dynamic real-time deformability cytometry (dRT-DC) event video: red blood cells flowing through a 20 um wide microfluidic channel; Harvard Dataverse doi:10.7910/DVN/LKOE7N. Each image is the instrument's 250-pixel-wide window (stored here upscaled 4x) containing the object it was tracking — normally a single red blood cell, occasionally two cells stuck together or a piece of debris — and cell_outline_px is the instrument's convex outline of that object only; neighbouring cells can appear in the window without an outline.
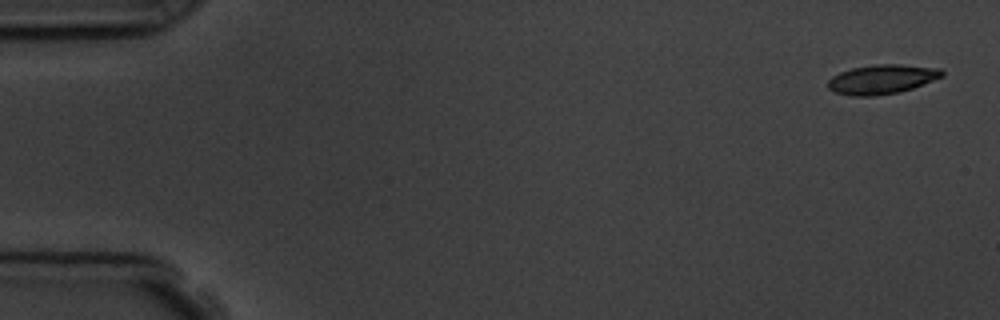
{"species": "common noctule bat (a hibernating species)", "species_latin": "Nyctalus noctula", "temperature_condition": "room temperature", "stored_images_in_passage": 5, "camera_frame_rate_fps": 3000, "um_per_image_px": 0.085, "animal": {"sex": "male", "body_mass_g": 19.5, "forearm_length_mm": 54.6}, "frame": {"image": 1, "passage_image": 1, "time_ms": 0.0, "image_size_px": [1000, 320], "cell_outline_px": [[944, 76], [912, 88], [900, 92], [872, 96], [848, 96], [836, 92], [828, 88], [828, 80], [832, 76], [840, 72], [852, 68], [876, 64], [900, 64], [940, 68], [944, 72]], "centroid_in_image_um": [74.96, 6.73], "position_along_channel_um": 10.0, "area_um2": 19.54}}
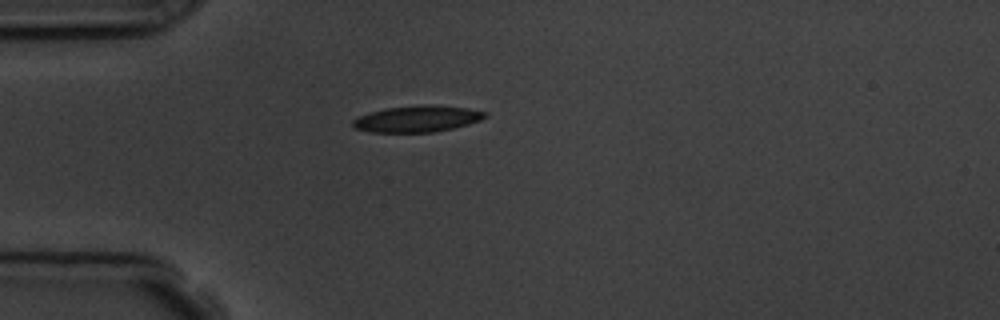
{"frame": {"image": 2, "passage_image": 4, "time_ms": 4.333, "image_size_px": [1000, 320], "cell_outline_px": [[488, 116], [480, 120], [468, 124], [452, 128], [432, 132], [372, 132], [356, 128], [352, 124], [352, 120], [368, 112], [388, 108], [420, 104], [432, 104], [468, 108], [488, 112]], "centroid_in_image_um": [35.5, 10.08], "position_along_channel_um": 49.5, "area_um2": 20.35}}